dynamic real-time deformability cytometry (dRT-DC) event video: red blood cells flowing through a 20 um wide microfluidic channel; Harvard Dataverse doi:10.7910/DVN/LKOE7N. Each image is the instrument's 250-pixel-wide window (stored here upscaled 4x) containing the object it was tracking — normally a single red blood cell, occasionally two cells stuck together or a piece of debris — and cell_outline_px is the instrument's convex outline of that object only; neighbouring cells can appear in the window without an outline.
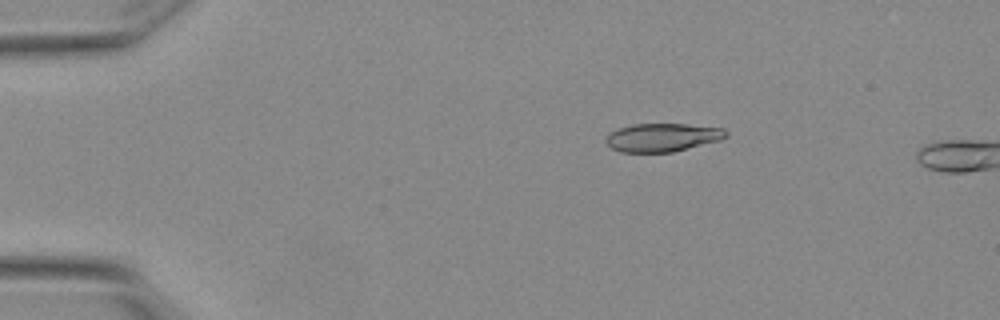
{"species": "Egyptian fruit bat (a non-hibernating species)", "species_latin": "Rousettus aegyptiacus", "temperature_condition": "warm", "stored_images_in_passage": 3, "camera_frame_rate_fps": 3000, "um_per_image_px": 0.085, "animal": {"sex": "female"}, "frame": {"image": 1, "passage_image": 2, "time_ms": 0.333, "image_size_px": [1000, 320], "cell_outline_px": [[728, 136], [720, 140], [672, 152], [620, 152], [612, 148], [604, 140], [608, 132], [632, 124], [688, 124], [724, 128], [728, 132]], "centroid_in_image_um": [56.3, 11.67], "position_along_channel_um": 28.7, "area_um2": 19.88}}